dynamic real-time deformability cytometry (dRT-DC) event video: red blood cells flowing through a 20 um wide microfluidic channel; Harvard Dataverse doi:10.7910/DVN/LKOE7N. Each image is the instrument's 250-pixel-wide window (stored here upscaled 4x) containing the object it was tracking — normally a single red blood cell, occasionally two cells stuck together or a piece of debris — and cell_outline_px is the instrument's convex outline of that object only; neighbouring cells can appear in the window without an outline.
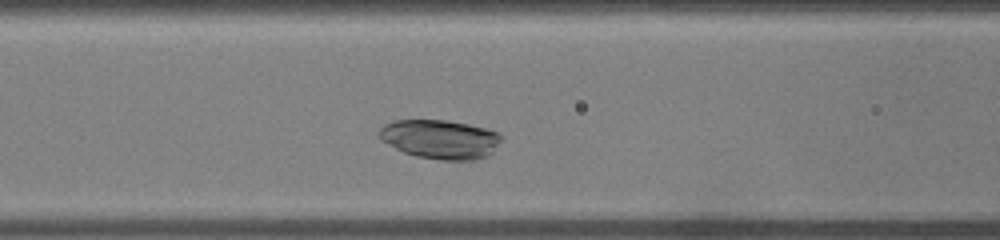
{"species": "common noctule bat (a hibernating species)", "species_latin": "Nyctalus noctula", "temperature_condition": "warm", "stored_images_in_passage": 20, "camera_frame_rate_fps": 3000, "um_per_image_px": 0.085, "animal": {"sex": "male", "body_mass_g": 19.0, "forearm_length_mm": 50.8}, "frame": {"image": 1, "passage_image": 4, "time_ms": 1.0, "image_size_px": [1000, 240], "cell_outline_px": [[504, 140], [488, 156], [476, 160], [440, 160], [416, 156], [404, 152], [380, 140], [376, 132], [384, 124], [396, 120], [444, 120], [468, 124], [484, 128], [496, 132], [504, 136]], "centroid_in_image_um": [37.43, 11.84], "position_along_channel_um": 129.2, "area_um2": 28.09}}
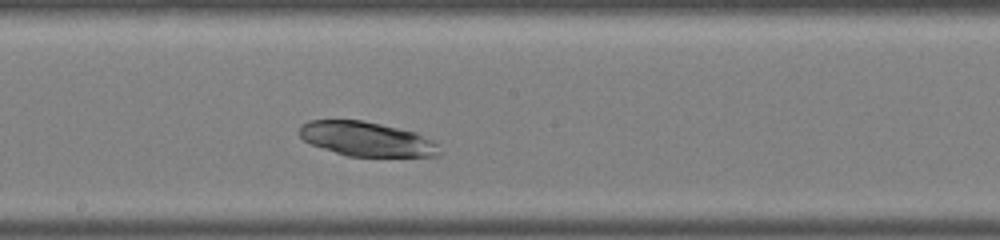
{"frame": {"image": 2, "passage_image": 9, "time_ms": 2.667, "image_size_px": [1000, 240], "cell_outline_px": [[444, 152], [440, 156], [348, 156], [312, 144], [304, 140], [300, 136], [300, 124], [308, 120], [360, 120], [380, 124], [416, 132], [432, 140]], "centroid_in_image_um": [31.19, 11.81], "position_along_channel_um": 217.0, "area_um2": 27.92}}
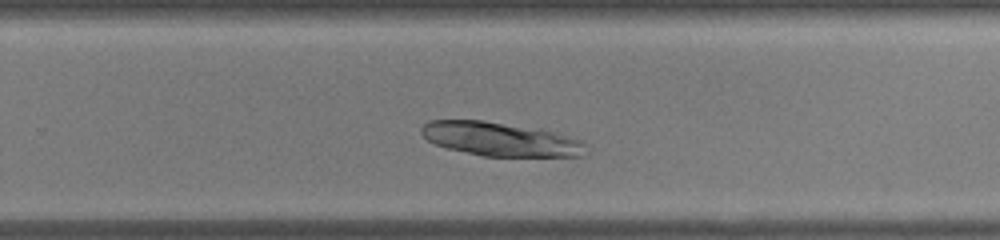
{"frame": {"image": 3, "passage_image": 13, "time_ms": 4.0, "image_size_px": [1000, 240], "cell_outline_px": [[584, 156], [484, 156], [448, 148], [436, 144], [428, 140], [420, 132], [420, 128], [428, 120], [484, 120], [540, 128], [568, 136], [580, 140], [584, 144]], "centroid_in_image_um": [42.5, 11.81], "position_along_channel_um": 287.3, "area_um2": 32.31}}